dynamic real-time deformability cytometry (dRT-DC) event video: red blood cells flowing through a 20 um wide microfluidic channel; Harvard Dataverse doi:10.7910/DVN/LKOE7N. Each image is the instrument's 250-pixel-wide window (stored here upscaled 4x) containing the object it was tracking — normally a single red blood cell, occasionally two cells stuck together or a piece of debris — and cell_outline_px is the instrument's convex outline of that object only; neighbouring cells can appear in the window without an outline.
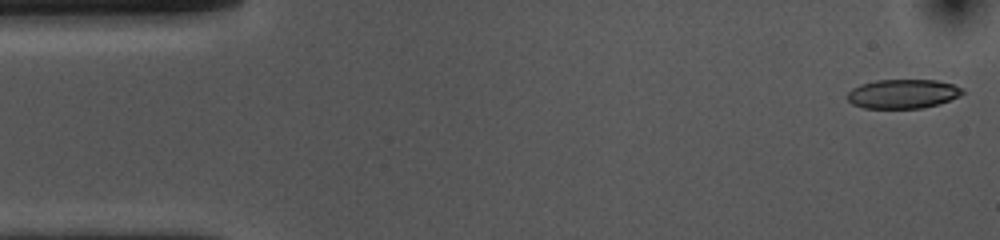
{"species": "common noctule bat (a hibernating species)", "species_latin": "Nyctalus noctula", "temperature_condition": "cold", "stored_images_in_passage": 53, "camera_frame_rate_fps": 3000, "um_per_image_px": 0.085, "animal": {"sex": "female", "body_mass_g": 10.0, "forearm_length_mm": 53.1}, "frame": {"image": 1, "passage_image": 1, "time_ms": 0.0, "image_size_px": [1000, 240], "cell_outline_px": [[964, 92], [960, 96], [936, 104], [920, 108], [864, 108], [852, 104], [848, 100], [848, 92], [852, 88], [860, 84], [876, 80], [936, 80], [952, 84], [960, 88]], "centroid_in_image_um": [76.7, 7.97], "position_along_channel_um": 8.3, "area_um2": 19.36}}
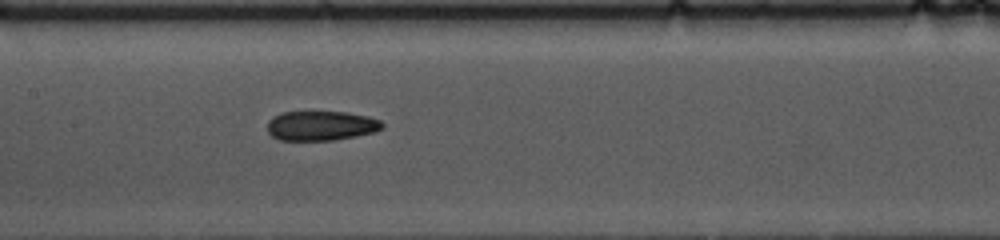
{"frame": {"image": 2, "passage_image": 24, "time_ms": 7.667, "image_size_px": [1000, 240], "cell_outline_px": [[384, 128], [372, 132], [356, 136], [332, 140], [280, 140], [272, 136], [268, 132], [268, 120], [272, 116], [280, 112], [348, 112], [368, 116], [380, 120], [384, 124]], "centroid_in_image_um": [27.28, 10.68], "position_along_channel_um": 180.1, "area_um2": 19.88}}
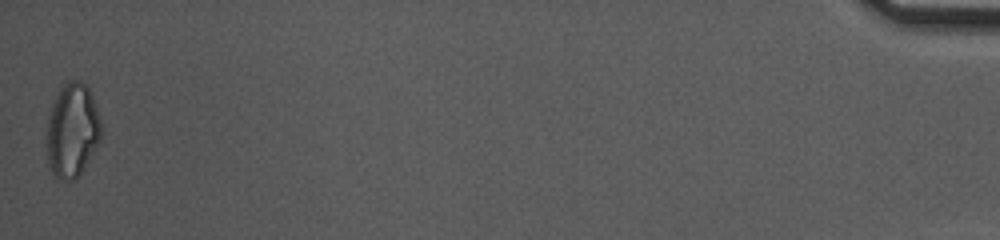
{"frame": {"image": 3, "passage_image": 53, "time_ms": 17.333, "image_size_px": [1000, 240], "cell_outline_px": [[104, 128], [100, 140], [88, 160], [80, 172], [72, 180], [64, 180], [56, 176], [52, 172], [48, 160], [48, 116], [52, 104], [60, 88], [68, 80], [80, 80], [88, 88], [92, 96], [100, 116]], "centroid_in_image_um": [6.18, 11.03], "position_along_channel_um": 429.0, "area_um2": 29.48}, "authors_computed_cell_mechanics": {"area_um2": 20.8658, "velocity_mm_per_s": 3.6339, "shape_relaxation_time_tau1_ms": 6.2854, "shape_relaxation_time_tau2_ms": 5.0496, "deformation_change_tau1": 0.1479, "deformation_change_tau2": 0.1253}}